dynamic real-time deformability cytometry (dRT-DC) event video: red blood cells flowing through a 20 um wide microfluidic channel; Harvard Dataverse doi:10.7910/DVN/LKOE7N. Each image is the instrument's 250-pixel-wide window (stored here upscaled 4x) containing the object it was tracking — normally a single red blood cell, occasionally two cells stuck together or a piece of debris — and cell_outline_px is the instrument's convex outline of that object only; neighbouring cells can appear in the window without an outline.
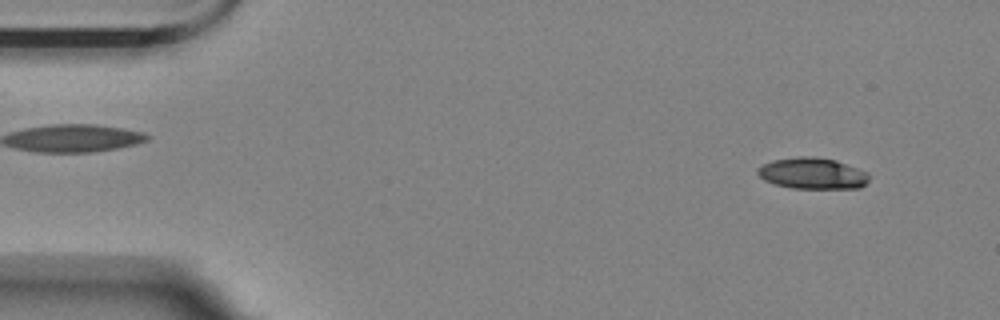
{"species": "Egyptian fruit bat (a non-hibernating species)", "species_latin": "Rousettus aegyptiacus", "temperature_condition": "room temperature", "stored_images_in_passage": 55, "camera_frame_rate_fps": 3000, "um_per_image_px": 0.085, "animal": {"sex": "female"}, "frame": {"image": 1, "passage_image": 3, "time_ms": 0.667, "image_size_px": [1000, 320], "cell_outline_px": [[868, 180], [860, 188], [792, 188], [776, 184], [764, 180], [756, 172], [756, 168], [772, 160], [800, 156], [812, 156], [836, 160], [868, 172]], "centroid_in_image_um": [69.04, 14.73], "position_along_channel_um": 16.0, "area_um2": 20.23}}
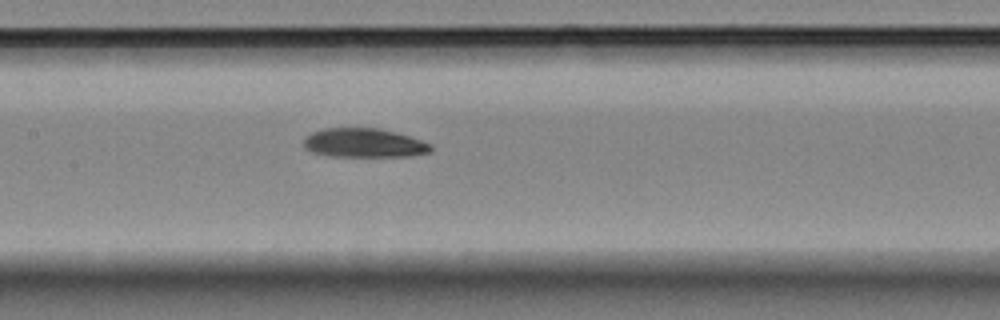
{"frame": {"image": 2, "passage_image": 25, "time_ms": 8.0, "image_size_px": [1000, 320], "cell_outline_px": [[432, 152], [408, 156], [328, 156], [312, 152], [304, 148], [304, 140], [312, 132], [324, 128], [380, 128], [396, 132], [432, 144]], "centroid_in_image_um": [30.95, 12.15], "position_along_channel_um": 176.5, "area_um2": 21.5}}
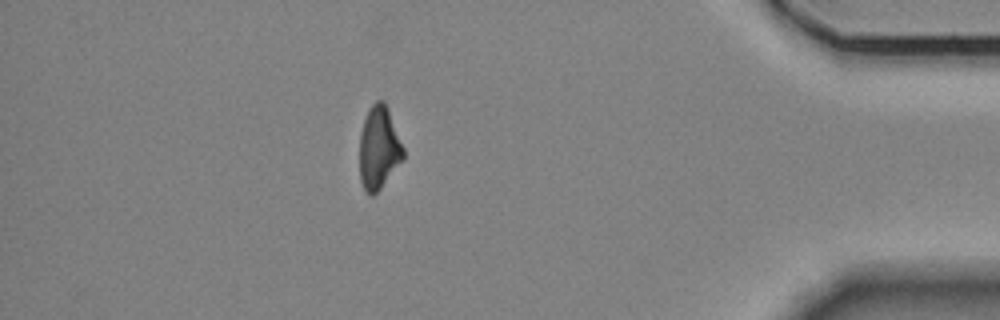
{"frame": {"image": 3, "passage_image": 48, "time_ms": 15.667, "image_size_px": [1000, 320], "cell_outline_px": [[404, 160], [380, 188], [372, 196], [364, 188], [360, 180], [360, 132], [368, 108], [376, 100], [384, 100], [388, 108], [404, 148]], "centroid_in_image_um": [32.21, 12.54], "position_along_channel_um": 403.0, "area_um2": 21.15}, "authors_computed_cell_mechanics": {"area_um2": 21.5016, "velocity_mm_per_s": 3.5067, "shape_relaxation_time_tau1_ms": 5.3717, "shape_relaxation_time_tau2_ms": 9.3142, "deformation_change_tau1": 0.1645, "deformation_change_tau2": 0.1981}}